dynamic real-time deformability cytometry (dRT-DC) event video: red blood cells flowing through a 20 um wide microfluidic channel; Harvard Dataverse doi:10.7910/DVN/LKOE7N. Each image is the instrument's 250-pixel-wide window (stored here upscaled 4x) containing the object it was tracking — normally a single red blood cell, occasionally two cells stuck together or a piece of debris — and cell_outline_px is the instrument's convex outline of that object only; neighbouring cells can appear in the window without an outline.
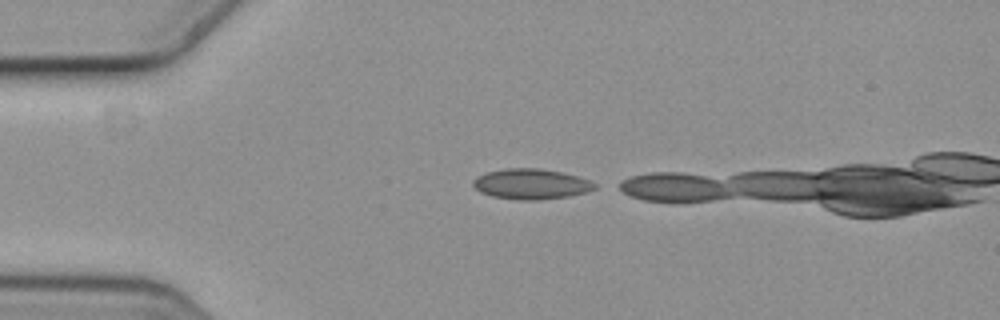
{"species": "common noctule bat (a hibernating species)", "species_latin": "Nyctalus noctula", "temperature_condition": "cold", "stored_images_in_passage": 4, "camera_frame_rate_fps": 3000, "um_per_image_px": 0.085, "animal": {"sex": "female", "body_mass_g": 19.3, "forearm_length_mm": 54.1}, "frame": {"image": 1, "passage_image": 1, "time_ms": 0.0, "image_size_px": [1000, 320], "cell_outline_px": [[596, 188], [588, 192], [568, 196], [540, 200], [516, 200], [492, 196], [480, 192], [472, 184], [472, 180], [476, 176], [488, 172], [508, 168], [536, 168], [560, 172], [576, 176], [588, 180], [596, 184]], "centroid_in_image_um": [45.12, 15.65], "position_along_channel_um": 39.9, "area_um2": 21.44}}